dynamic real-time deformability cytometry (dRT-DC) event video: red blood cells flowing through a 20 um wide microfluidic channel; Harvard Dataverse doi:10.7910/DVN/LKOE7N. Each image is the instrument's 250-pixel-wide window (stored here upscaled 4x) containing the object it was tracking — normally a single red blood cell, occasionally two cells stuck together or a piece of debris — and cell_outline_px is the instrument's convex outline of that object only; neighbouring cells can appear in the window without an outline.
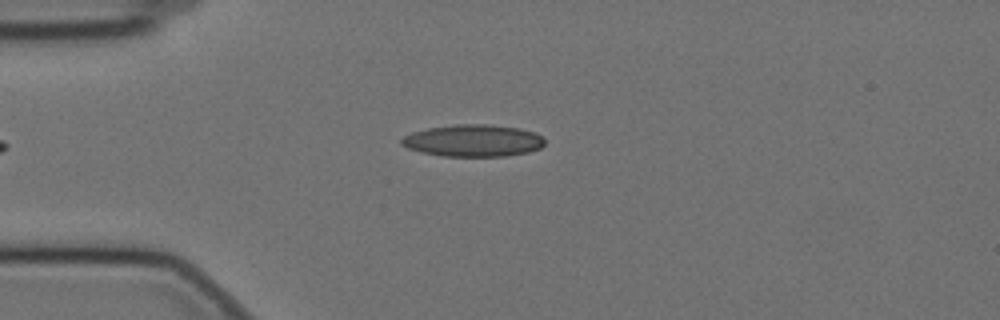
{"species": "Egyptian fruit bat (a non-hibernating species)", "species_latin": "Rousettus aegyptiacus", "temperature_condition": "cold", "stored_images_in_passage": 50, "camera_frame_rate_fps": 3000, "um_per_image_px": 0.085, "animal": {"sex": "female"}, "frame": {"image": 1, "passage_image": 11, "time_ms": 3.333, "image_size_px": [1000, 320], "cell_outline_px": [[544, 144], [540, 148], [528, 152], [508, 156], [444, 156], [424, 152], [408, 148], [400, 144], [400, 140], [404, 136], [412, 132], [428, 128], [456, 124], [488, 124], [520, 128], [532, 132], [540, 136], [544, 140]], "centroid_in_image_um": [40.21, 11.95], "position_along_channel_um": 44.8, "area_um2": 26.59}}
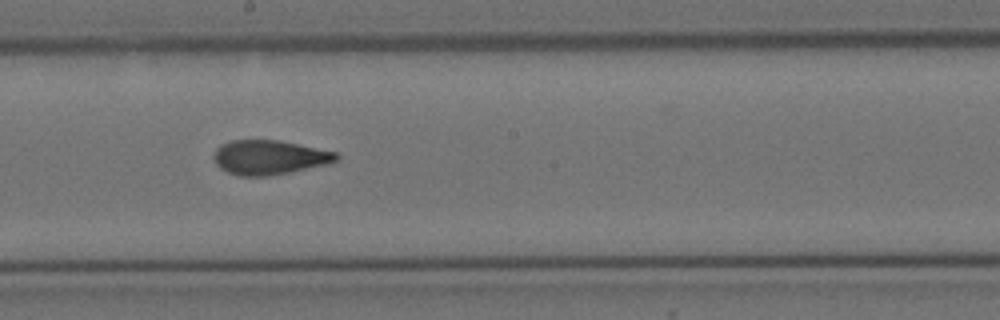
{"frame": {"image": 2, "passage_image": 28, "time_ms": 9.0, "image_size_px": [1000, 320], "cell_outline_px": [[340, 160], [328, 164], [268, 176], [240, 176], [228, 172], [220, 168], [216, 164], [212, 156], [216, 148], [220, 144], [232, 140], [280, 140], [336, 152], [340, 156]], "centroid_in_image_um": [22.88, 13.37], "position_along_channel_um": 225.3, "area_um2": 24.68}}
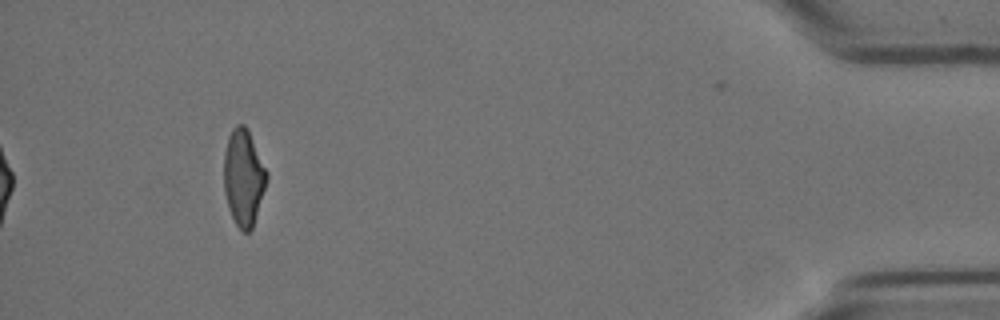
{"frame": {"image": 3, "passage_image": 50, "time_ms": 16.333, "image_size_px": [1000, 320], "cell_outline_px": [[268, 176], [252, 228], [248, 232], [244, 232], [236, 224], [228, 208], [224, 192], [224, 152], [228, 136], [232, 128], [236, 124], [244, 124], [248, 128], [268, 172]], "centroid_in_image_um": [20.69, 15.03], "position_along_channel_um": 414.5, "area_um2": 24.04}, "authors_computed_cell_mechanics": {"area_um2": 24.9696, "velocity_mm_per_s": 3.4862, "shape_relaxation_time_tau1_ms": 9.2457, "shape_relaxation_time_tau2_ms": 1.8096, "deformation_change_tau1": 0.2235, "deformation_change_tau2": 0.0966}}